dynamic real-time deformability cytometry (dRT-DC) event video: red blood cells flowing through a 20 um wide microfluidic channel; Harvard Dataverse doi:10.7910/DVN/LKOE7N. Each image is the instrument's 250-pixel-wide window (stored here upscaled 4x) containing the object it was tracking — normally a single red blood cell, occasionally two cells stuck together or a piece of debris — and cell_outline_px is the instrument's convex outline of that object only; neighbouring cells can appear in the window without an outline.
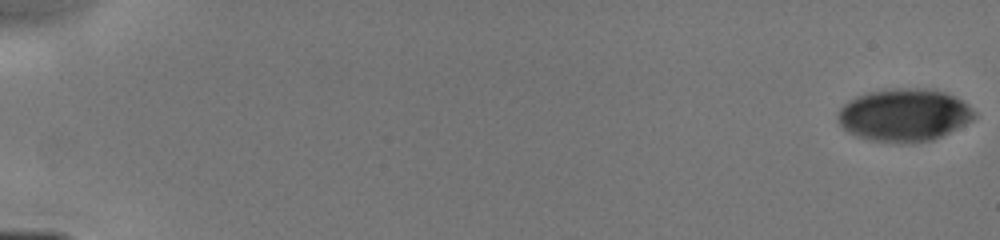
{"species": "human", "species_latin": "Homo sapiens", "temperature_condition": "cold", "stored_images_in_passage": 47, "camera_frame_rate_fps": 3000, "um_per_image_px": 0.085, "donor": {"sex": "male"}, "frame": {"image": 1, "passage_image": 1, "time_ms": 0.0, "image_size_px": [1000, 240], "cell_outline_px": [[976, 116], [972, 120], [932, 140], [912, 144], [900, 144], [868, 140], [856, 136], [848, 132], [840, 124], [836, 116], [840, 108], [848, 100], [856, 96], [868, 92], [892, 88], [928, 88], [944, 92], [968, 104], [976, 112]], "centroid_in_image_um": [76.82, 9.79], "position_along_channel_um": 8.2, "area_um2": 42.19}}
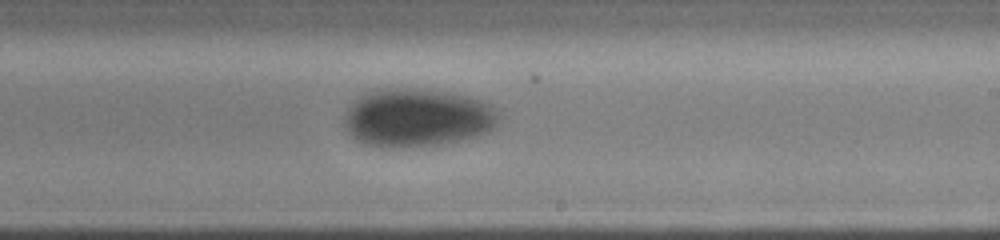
{"frame": {"image": 2, "passage_image": 27, "time_ms": 10.0, "image_size_px": [1000, 240], "cell_outline_px": [[504, 116], [496, 128], [488, 132], [476, 136], [460, 140], [440, 144], [380, 148], [364, 144], [356, 140], [344, 128], [344, 116], [348, 108], [360, 96], [376, 88], [416, 88], [448, 92], [484, 100], [500, 108]], "centroid_in_image_um": [35.54, 9.99], "position_along_channel_um": 253.5, "area_um2": 53.47}}
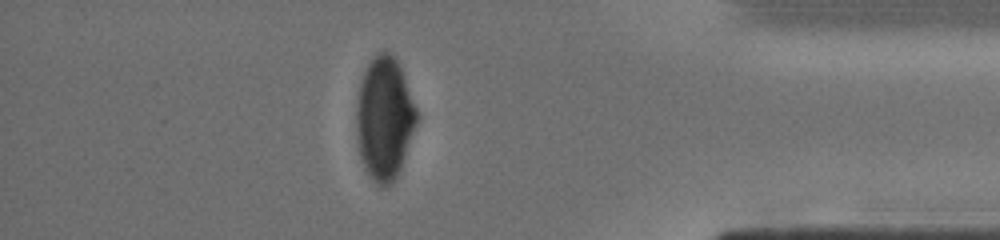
{"frame": {"image": 3, "passage_image": 41, "time_ms": 14.0, "image_size_px": [1000, 240], "cell_outline_px": [[420, 116], [400, 168], [396, 176], [388, 188], [380, 188], [368, 176], [364, 168], [360, 156], [356, 140], [356, 100], [360, 84], [364, 72], [368, 64], [380, 52], [388, 52], [396, 60], [404, 76]], "centroid_in_image_um": [32.67, 10.13], "position_along_channel_um": 402.5, "area_um2": 43.41}}